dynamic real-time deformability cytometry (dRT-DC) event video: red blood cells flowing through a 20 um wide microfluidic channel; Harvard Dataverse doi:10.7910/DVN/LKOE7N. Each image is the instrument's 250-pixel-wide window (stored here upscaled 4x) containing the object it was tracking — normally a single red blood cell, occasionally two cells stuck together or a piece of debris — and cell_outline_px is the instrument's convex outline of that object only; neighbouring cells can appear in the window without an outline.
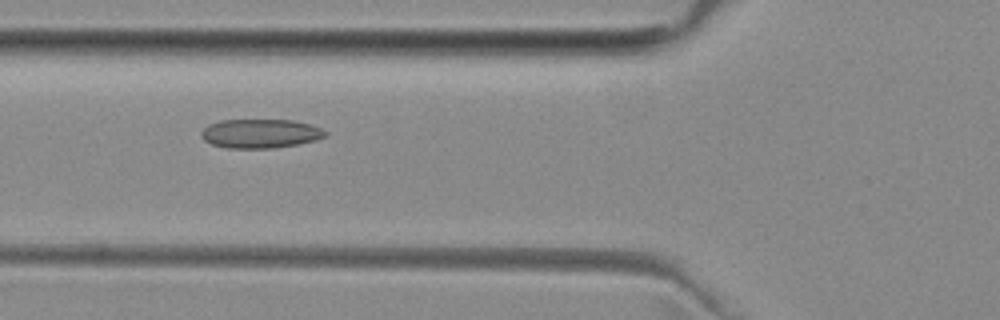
{"species": "common noctule bat (a hibernating species)", "species_latin": "Nyctalus noctula", "temperature_condition": "room temperature", "stored_images_in_passage": 7, "camera_frame_rate_fps": 3000, "um_per_image_px": 0.085, "animal": {"sex": "female", "body_mass_g": 29.2, "forearm_length_mm": 56.3}, "frame": {"image": 1, "passage_image": 5, "time_ms": 6.0, "image_size_px": [1000, 320], "cell_outline_px": [[328, 132], [324, 136], [316, 140], [296, 144], [272, 148], [228, 148], [212, 144], [204, 140], [200, 136], [200, 132], [208, 124], [220, 120], [292, 120], [312, 124]], "centroid_in_image_um": [22.1, 11.34], "position_along_channel_um": 103.7, "area_um2": 20.98}}
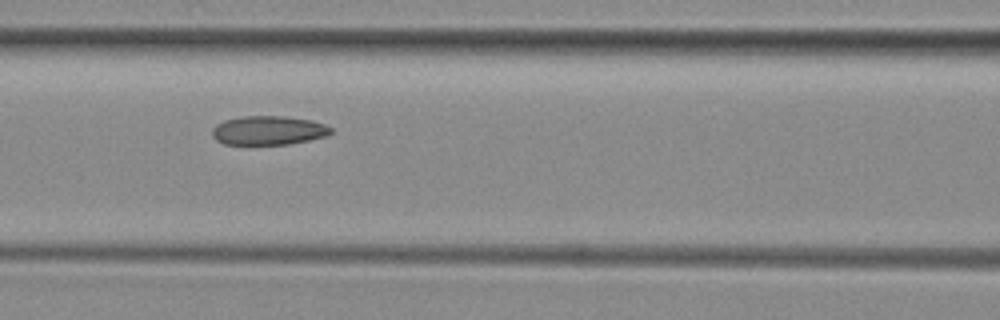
{"frame": {"image": 2, "passage_image": 6, "time_ms": 7.0, "image_size_px": [1000, 320], "cell_outline_px": [[332, 132], [328, 136], [288, 144], [224, 144], [216, 140], [212, 136], [212, 128], [216, 124], [224, 120], [244, 116], [284, 116], [312, 120], [324, 124], [332, 128]], "centroid_in_image_um": [22.82, 11.08], "position_along_channel_um": 143.8, "area_um2": 20.11}}
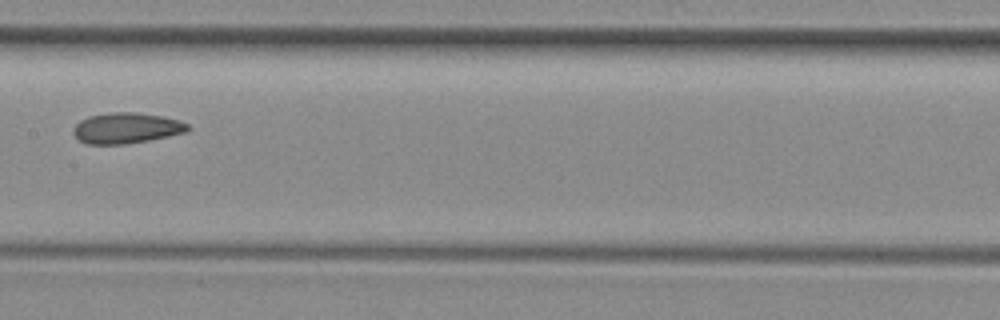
{"frame": {"image": 3, "passage_image": 7, "time_ms": 8.333, "image_size_px": [1000, 320], "cell_outline_px": [[192, 128], [188, 132], [148, 140], [124, 144], [84, 144], [72, 132], [72, 128], [80, 120], [88, 116], [112, 112], [136, 112], [164, 116], [180, 120], [188, 124]], "centroid_in_image_um": [10.76, 10.88], "position_along_channel_um": 196.6, "area_um2": 20.69}}